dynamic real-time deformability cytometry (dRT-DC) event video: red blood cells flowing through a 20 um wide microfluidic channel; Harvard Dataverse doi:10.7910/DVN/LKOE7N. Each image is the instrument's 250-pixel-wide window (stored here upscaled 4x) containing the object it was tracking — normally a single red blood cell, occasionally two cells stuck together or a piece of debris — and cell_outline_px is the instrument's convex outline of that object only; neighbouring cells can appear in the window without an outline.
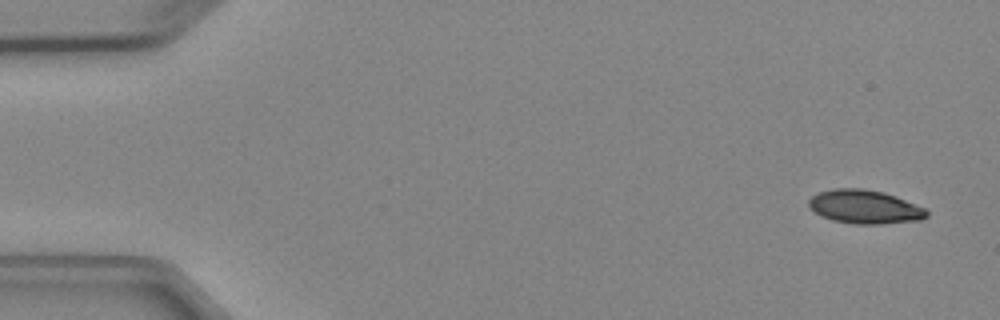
{"species": "Egyptian fruit bat (a non-hibernating species)", "species_latin": "Rousettus aegyptiacus", "temperature_condition": "cold", "stored_images_in_passage": 6, "camera_frame_rate_fps": 3000, "um_per_image_px": 0.085, "animal": {"sex": "female"}, "frame": {"image": 1, "passage_image": 1, "time_ms": 0.0, "image_size_px": [1000, 320], "cell_outline_px": [[928, 216], [920, 220], [880, 224], [856, 224], [832, 220], [820, 216], [808, 208], [808, 200], [816, 192], [832, 188], [864, 188], [884, 192], [896, 196], [924, 208], [928, 212]], "centroid_in_image_um": [73.45, 17.57], "position_along_channel_um": 11.6, "area_um2": 23.41}}
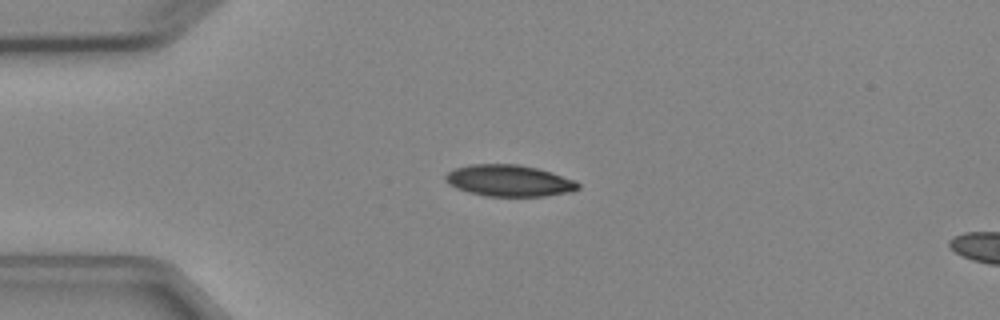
{"frame": {"image": 2, "passage_image": 4, "time_ms": 3.333, "image_size_px": [1000, 320], "cell_outline_px": [[580, 188], [572, 192], [544, 196], [488, 196], [468, 192], [456, 188], [448, 184], [444, 180], [444, 176], [448, 172], [456, 168], [468, 164], [516, 164], [536, 168], [576, 180], [580, 184]], "centroid_in_image_um": [43.27, 15.36], "position_along_channel_um": 41.7, "area_um2": 24.39}}